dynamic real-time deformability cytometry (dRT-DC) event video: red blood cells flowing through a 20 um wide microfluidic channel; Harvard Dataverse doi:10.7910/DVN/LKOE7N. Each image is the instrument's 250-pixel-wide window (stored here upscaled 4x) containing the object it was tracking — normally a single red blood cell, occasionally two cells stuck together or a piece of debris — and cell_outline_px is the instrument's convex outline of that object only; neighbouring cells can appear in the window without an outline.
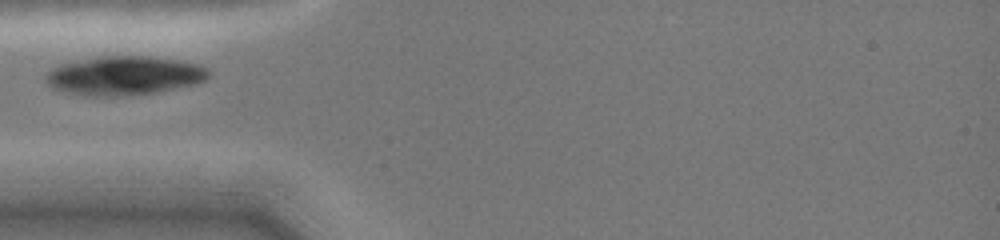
{"species": "common noctule bat (a hibernating species)", "species_latin": "Nyctalus noctula", "temperature_condition": "cold", "stored_images_in_passage": 43, "camera_frame_rate_fps": 3000, "um_per_image_px": 0.085, "animal": {"sex": "female", "body_mass_g": 19.0, "forearm_length_mm": 51.5}, "frame": {"image": 1, "passage_image": 1, "time_ms": 0.0, "image_size_px": [1000, 240], "cell_outline_px": [[208, 76], [204, 80], [196, 84], [156, 92], [120, 96], [84, 96], [64, 92], [52, 88], [44, 80], [44, 76], [52, 68], [60, 64], [100, 56], [152, 56], [176, 60], [196, 64], [204, 68], [208, 72]], "centroid_in_image_um": [10.49, 6.43], "position_along_channel_um": 74.5, "area_um2": 36.88}}
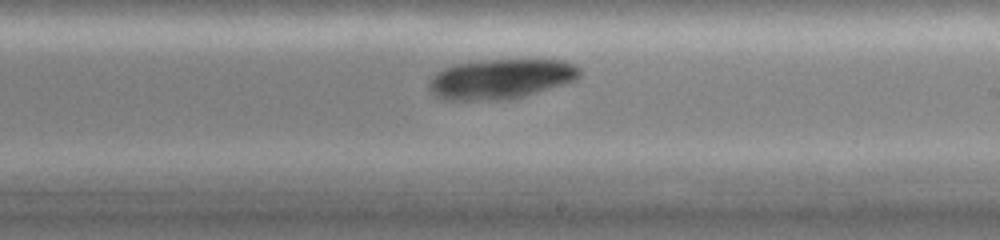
{"frame": {"image": 2, "passage_image": 23, "time_ms": 4.333, "image_size_px": [1000, 240], "cell_outline_px": [[580, 76], [576, 80], [524, 96], [504, 100], [444, 100], [432, 96], [428, 88], [428, 80], [436, 72], [444, 68], [456, 64], [484, 60], [564, 60], [580, 68]], "centroid_in_image_um": [42.5, 6.72], "position_along_channel_um": 246.5, "area_um2": 35.2}}
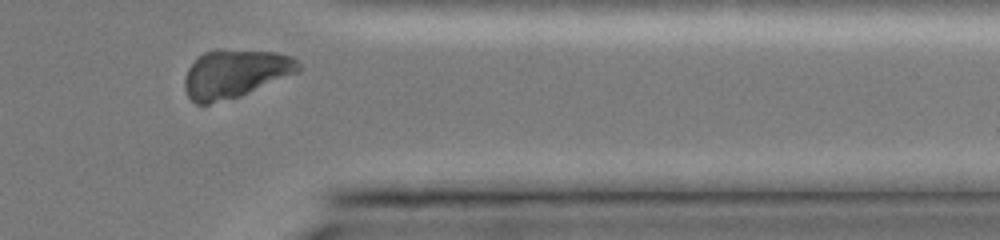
{"frame": {"image": 3, "passage_image": 39, "time_ms": 8.0, "image_size_px": [1000, 240], "cell_outline_px": [[300, 72], [240, 96], [208, 104], [196, 104], [188, 96], [184, 88], [184, 80], [188, 68], [204, 52], [216, 48], [224, 48], [276, 52], [292, 56], [300, 64]], "centroid_in_image_um": [20.0, 6.24], "position_along_channel_um": 391.4, "area_um2": 32.31}}